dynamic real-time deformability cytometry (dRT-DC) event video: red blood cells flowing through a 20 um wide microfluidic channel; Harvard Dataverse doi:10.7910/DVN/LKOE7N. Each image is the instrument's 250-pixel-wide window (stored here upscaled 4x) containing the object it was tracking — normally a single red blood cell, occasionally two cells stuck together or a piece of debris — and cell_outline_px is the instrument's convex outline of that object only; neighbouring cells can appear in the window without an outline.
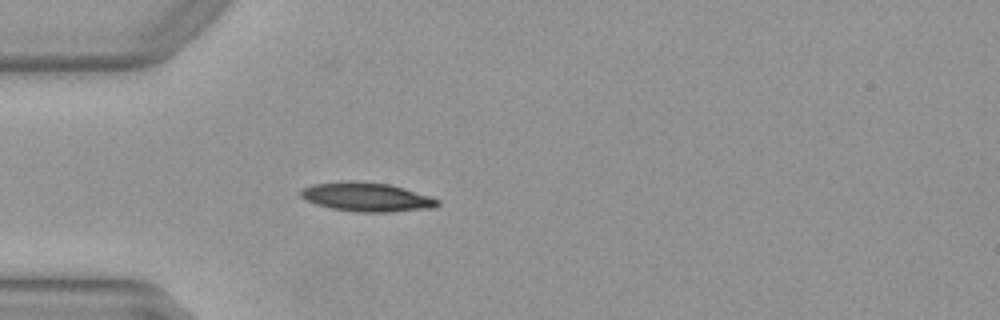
{"species": "Egyptian fruit bat (a non-hibernating species)", "species_latin": "Rousettus aegyptiacus", "temperature_condition": "warm", "stored_images_in_passage": 37, "camera_frame_rate_fps": 3000, "um_per_image_px": 0.085, "animal": {"sex": "female"}, "frame": {"image": 1, "passage_image": 1, "time_ms": 0.0, "image_size_px": [1000, 320], "cell_outline_px": [[440, 204], [436, 208], [388, 212], [356, 212], [332, 208], [316, 204], [300, 196], [300, 188], [312, 184], [344, 180], [352, 180], [388, 184], [404, 188], [440, 200]], "centroid_in_image_um": [31.15, 16.74], "position_along_channel_um": 53.8, "area_um2": 23.24}}
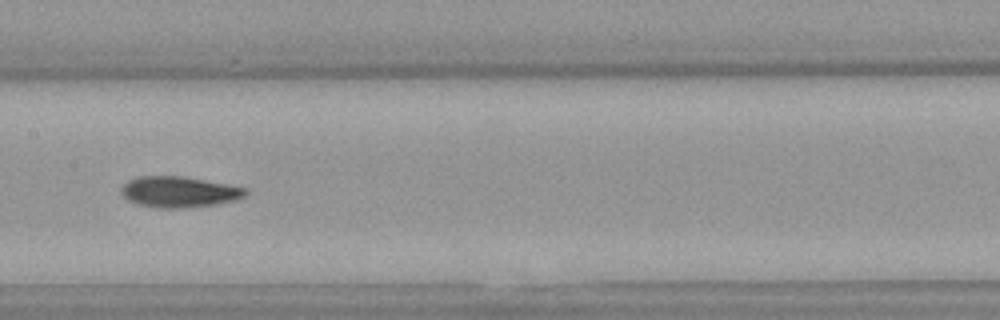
{"frame": {"image": 2, "passage_image": 12, "time_ms": 3.667, "image_size_px": [1000, 320], "cell_outline_px": [[248, 192], [244, 196], [236, 200], [216, 204], [184, 208], [156, 208], [136, 204], [128, 200], [120, 192], [120, 188], [128, 180], [140, 176], [184, 176], [248, 188]], "centroid_in_image_um": [15.21, 16.31], "position_along_channel_um": 192.2, "area_um2": 22.54}}
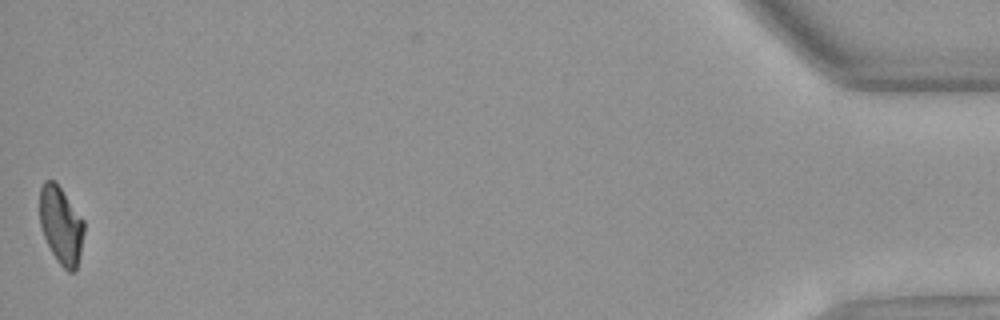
{"frame": {"image": 3, "passage_image": 37, "time_ms": 12.0, "image_size_px": [1000, 320], "cell_outline_px": [[84, 232], [76, 272], [68, 272], [56, 260], [44, 236], [40, 224], [40, 188], [44, 180], [56, 180], [84, 220]], "centroid_in_image_um": [5.19, 19.12], "position_along_channel_um": 430.0, "area_um2": 20.11}, "authors_computed_cell_mechanics": {"area_um2": 21.7906, "velocity_mm_per_s": 4.0079, "shape_relaxation_time_tau1_ms": 6.9119, "shape_relaxation_time_tau2_ms": 3.5857, "deformation_change_tau1": 0.1924, "deformation_change_tau2": 0.0787}}